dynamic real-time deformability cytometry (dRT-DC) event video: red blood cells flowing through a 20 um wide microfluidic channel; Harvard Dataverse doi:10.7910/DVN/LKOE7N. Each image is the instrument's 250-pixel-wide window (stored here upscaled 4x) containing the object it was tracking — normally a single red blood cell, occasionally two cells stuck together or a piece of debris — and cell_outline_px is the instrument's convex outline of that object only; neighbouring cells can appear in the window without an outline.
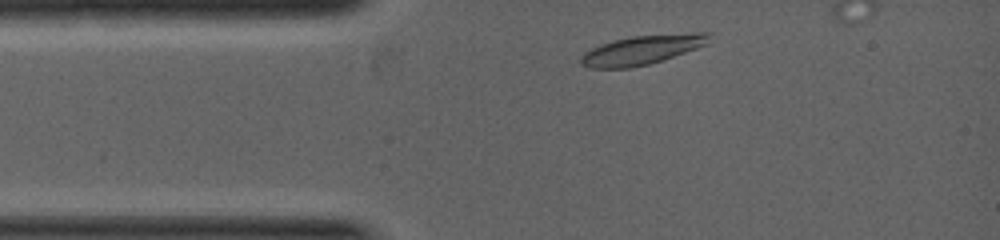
{"species": "common noctule bat (a hibernating species)", "species_latin": "Nyctalus noctula", "temperature_condition": "warm", "stored_images_in_passage": 5, "camera_frame_rate_fps": 5000, "um_per_image_px": 0.085, "animal": {"sex": "female", "body_mass_g": 19.0, "forearm_length_mm": 53.3}, "frame": {"image": 1, "passage_image": 1, "time_ms": 0.0, "image_size_px": [1000, 240], "cell_outline_px": [[712, 32], [708, 44], [648, 64], [628, 68], [588, 68], [580, 64], [580, 56], [584, 52], [600, 44], [628, 36], [692, 32]], "centroid_in_image_um": [54.56, 4.22], "position_along_channel_um": 30.4, "area_um2": 21.96}}